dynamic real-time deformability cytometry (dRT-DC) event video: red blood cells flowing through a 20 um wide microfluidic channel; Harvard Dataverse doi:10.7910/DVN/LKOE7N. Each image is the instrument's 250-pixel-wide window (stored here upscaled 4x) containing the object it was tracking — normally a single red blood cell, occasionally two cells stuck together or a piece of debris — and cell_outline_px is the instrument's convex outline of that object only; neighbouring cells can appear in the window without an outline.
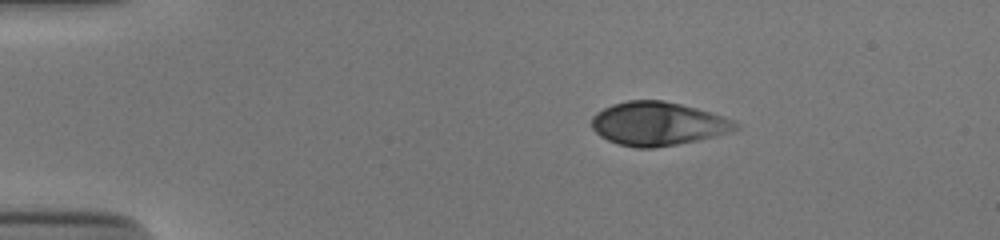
{"species": "human", "species_latin": "Homo sapiens", "temperature_condition": "cold", "stored_images_in_passage": 44, "camera_frame_rate_fps": 3000, "um_per_image_px": 0.085, "donor": {"sex": "male"}, "frame": {"image": 1, "passage_image": 1, "time_ms": 0.0, "image_size_px": [1000, 240], "cell_outline_px": [[740, 128], [732, 132], [716, 136], [676, 144], [652, 148], [636, 148], [620, 144], [608, 140], [600, 136], [592, 128], [592, 116], [596, 112], [612, 104], [628, 100], [664, 100], [696, 108], [724, 116], [736, 120], [740, 124]], "centroid_in_image_um": [55.95, 10.51], "position_along_channel_um": 29.0, "area_um2": 36.65}}
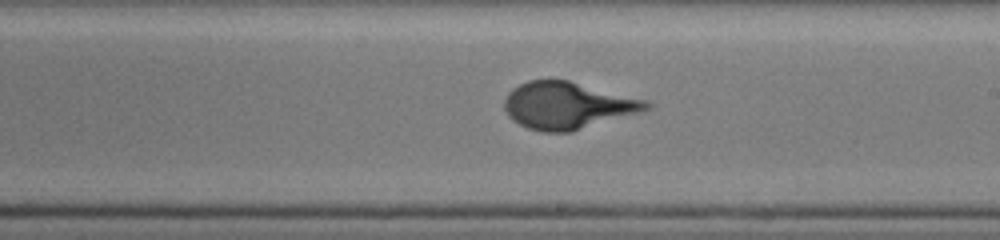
{"frame": {"image": 2, "passage_image": 23, "time_ms": 7.333, "image_size_px": [1000, 240], "cell_outline_px": [[652, 108], [640, 112], [572, 132], [544, 132], [528, 128], [512, 120], [508, 116], [504, 108], [504, 100], [508, 92], [512, 88], [528, 80], [568, 80], [648, 100], [652, 104]], "centroid_in_image_um": [48.25, 8.97], "position_along_channel_um": 240.8, "area_um2": 39.02}}
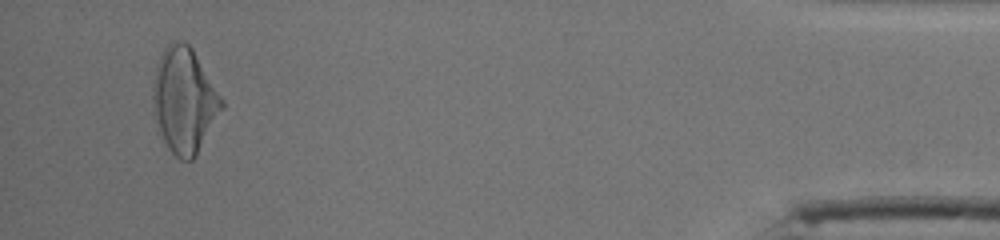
{"frame": {"image": 3, "passage_image": 42, "time_ms": 13.667, "image_size_px": [1000, 240], "cell_outline_px": [[224, 108], [196, 156], [192, 160], [180, 160], [168, 148], [164, 140], [156, 120], [152, 104], [152, 84], [156, 68], [160, 56], [164, 48], [168, 44], [176, 40], [184, 40], [192, 48], [224, 100]], "centroid_in_image_um": [15.67, 8.52], "position_along_channel_um": 419.5, "area_um2": 42.19}}